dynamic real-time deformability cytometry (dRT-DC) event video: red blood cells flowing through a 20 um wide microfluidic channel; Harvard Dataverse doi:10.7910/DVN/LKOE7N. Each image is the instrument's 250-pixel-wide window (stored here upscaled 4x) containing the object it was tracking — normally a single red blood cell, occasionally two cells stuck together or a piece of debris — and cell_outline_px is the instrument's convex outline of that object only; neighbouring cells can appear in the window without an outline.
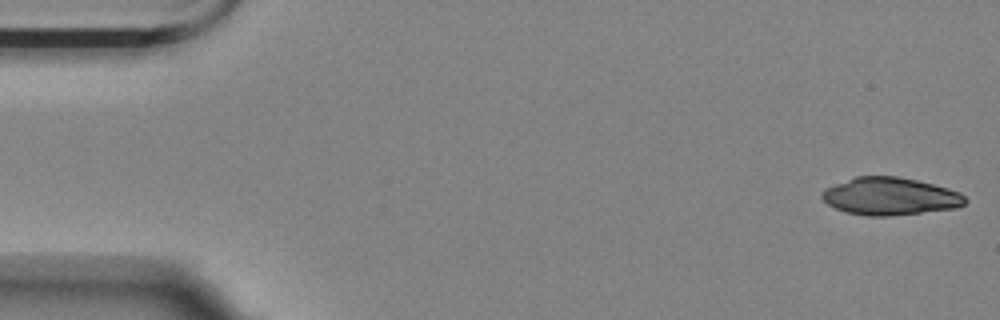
{"species": "Egyptian fruit bat (a non-hibernating species)", "species_latin": "Rousettus aegyptiacus", "temperature_condition": "room temperature", "stored_images_in_passage": 16, "camera_frame_rate_fps": 3000, "um_per_image_px": 0.085, "animal": {"sex": "female"}, "frame": {"image": 1, "passage_image": 1, "time_ms": 0.0, "image_size_px": [1000, 320], "cell_outline_px": [[968, 200], [964, 204], [956, 208], [888, 216], [868, 216], [844, 212], [828, 204], [820, 196], [824, 188], [856, 176], [900, 176], [948, 188], [960, 192]], "centroid_in_image_um": [75.64, 16.68], "position_along_channel_um": 9.4, "area_um2": 31.33}}
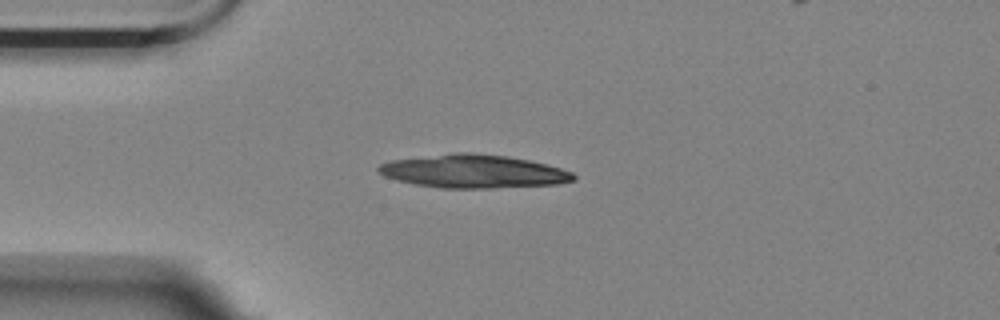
{"frame": {"image": 2, "passage_image": 13, "time_ms": 4.0, "image_size_px": [1000, 320], "cell_outline_px": [[576, 180], [560, 184], [496, 188], [440, 188], [416, 184], [396, 180], [384, 176], [376, 168], [380, 164], [392, 160], [456, 152], [468, 152], [508, 156], [528, 160], [560, 168], [572, 172], [576, 176]], "centroid_in_image_um": [40.26, 14.57], "position_along_channel_um": 44.7, "area_um2": 37.86}}